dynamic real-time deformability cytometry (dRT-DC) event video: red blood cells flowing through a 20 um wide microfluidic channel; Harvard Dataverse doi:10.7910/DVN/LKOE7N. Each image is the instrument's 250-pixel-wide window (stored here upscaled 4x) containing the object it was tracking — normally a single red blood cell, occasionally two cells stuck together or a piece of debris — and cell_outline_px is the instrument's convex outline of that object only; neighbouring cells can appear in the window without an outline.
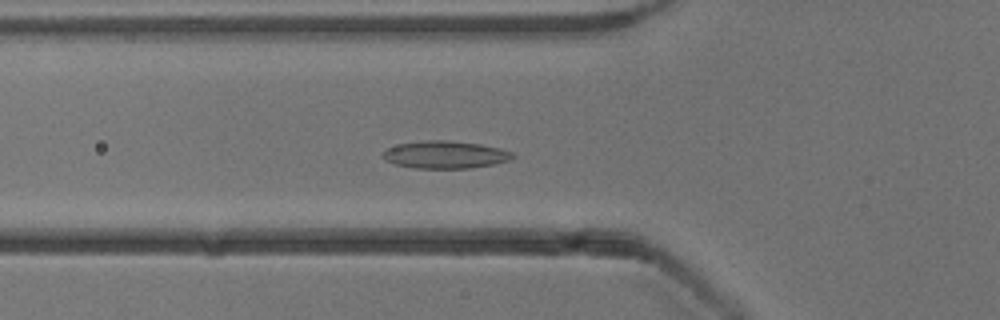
{"species": "common noctule bat (a hibernating species)", "species_latin": "Nyctalus noctula", "temperature_condition": "cold", "stored_images_in_passage": 29, "camera_frame_rate_fps": 3000, "um_per_image_px": 0.085, "animal": {"sex": "male", "body_mass_g": 13.3}, "frame": {"image": 1, "passage_image": 9, "time_ms": 2.667, "image_size_px": [1000, 320], "cell_outline_px": [[516, 156], [508, 160], [492, 164], [472, 168], [412, 168], [396, 164], [384, 160], [380, 156], [384, 148], [400, 144], [428, 140], [448, 140], [480, 144], [500, 148], [512, 152]], "centroid_in_image_um": [37.79, 13.15], "position_along_channel_um": 88.0, "area_um2": 20.87}}
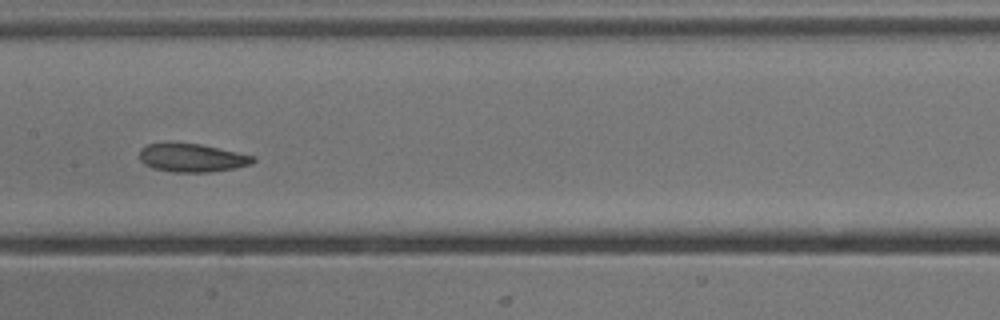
{"frame": {"image": 2, "passage_image": 17, "time_ms": 5.333, "image_size_px": [1000, 320], "cell_outline_px": [[256, 160], [252, 164], [236, 168], [212, 172], [172, 172], [152, 168], [144, 164], [140, 160], [140, 148], [148, 144], [168, 140], [200, 144], [256, 156]], "centroid_in_image_um": [16.29, 13.38], "position_along_channel_um": 191.1, "area_um2": 19.42}}
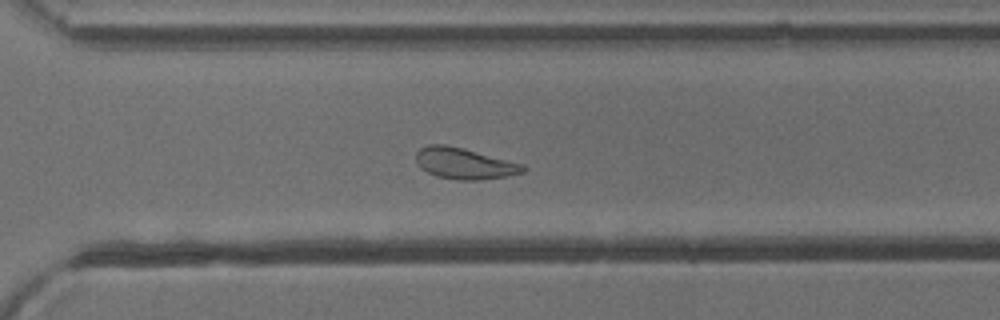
{"frame": {"image": 3, "passage_image": 28, "time_ms": 9.0, "image_size_px": [1000, 320], "cell_outline_px": [[528, 168], [524, 172], [508, 176], [480, 180], [460, 180], [436, 176], [420, 168], [416, 164], [416, 152], [420, 148], [428, 144], [444, 144], [464, 148], [524, 164]], "centroid_in_image_um": [39.48, 13.89], "position_along_channel_um": 331.1, "area_um2": 19.65}}